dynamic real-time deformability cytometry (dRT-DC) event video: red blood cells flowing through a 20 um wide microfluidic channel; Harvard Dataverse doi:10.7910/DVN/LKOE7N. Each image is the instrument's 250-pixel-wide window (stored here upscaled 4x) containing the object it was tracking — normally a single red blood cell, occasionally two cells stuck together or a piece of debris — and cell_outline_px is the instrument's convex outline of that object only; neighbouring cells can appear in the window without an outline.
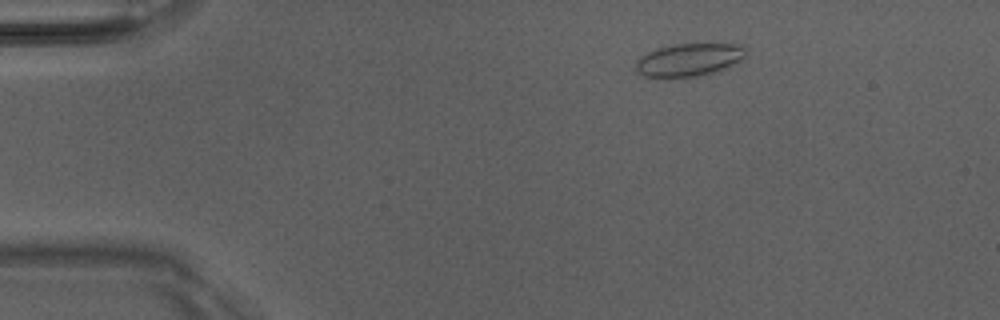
{"species": "Egyptian fruit bat (a non-hibernating species)", "species_latin": "Rousettus aegyptiacus", "temperature_condition": "room temperature", "stored_images_in_passage": 43, "camera_frame_rate_fps": 3000, "um_per_image_px": 0.085, "animal": {"sex": "male"}, "frame": {"image": 1, "passage_image": 1, "time_ms": 0.0, "image_size_px": [1000, 320], "cell_outline_px": [[748, 48], [744, 56], [740, 60], [720, 72], [696, 76], [644, 76], [636, 72], [636, 60], [640, 56], [656, 48], [676, 44], [744, 44]], "centroid_in_image_um": [58.61, 5.07], "position_along_channel_um": 26.4, "area_um2": 21.1}}
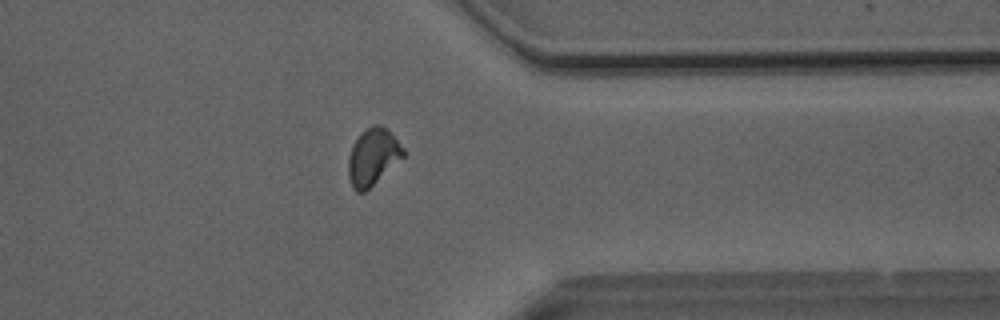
{"frame": {"image": 2, "passage_image": 33, "time_ms": 10.667, "image_size_px": [1000, 320], "cell_outline_px": [[404, 156], [364, 192], [356, 192], [352, 188], [348, 176], [348, 156], [352, 144], [360, 132], [372, 124], [380, 124], [388, 128], [404, 148]], "centroid_in_image_um": [31.67, 13.29], "position_along_channel_um": 379.7, "area_um2": 18.32}}
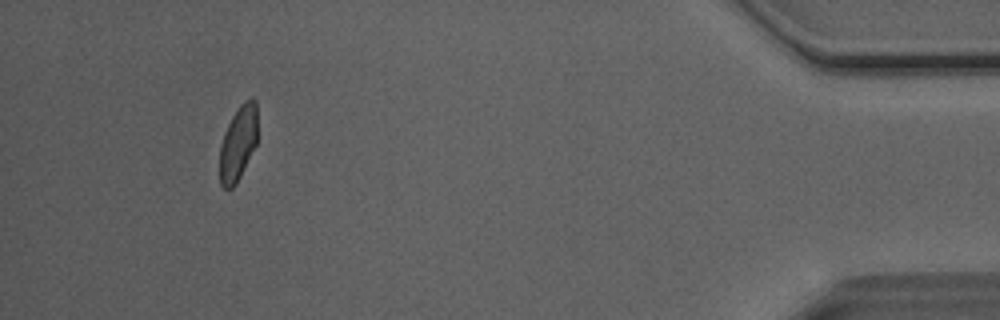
{"frame": {"image": 3, "passage_image": 40, "time_ms": 13.0, "image_size_px": [1000, 320], "cell_outline_px": [[256, 144], [236, 184], [232, 188], [224, 188], [220, 184], [220, 144], [224, 132], [232, 116], [240, 104], [244, 100], [252, 96], [256, 100]], "centroid_in_image_um": [20.23, 12.14], "position_along_channel_um": 415.0, "area_um2": 16.36}, "authors_computed_cell_mechanics": {"area_um2": 17.8602, "velocity_mm_per_s": 4.0564, "shape_relaxation_time_tau1_ms": 8.0917, "shape_relaxation_time_tau2_ms": 1.6142, "deformation_change_tau1": 0.152, "deformation_change_tau2": 0.0714}}